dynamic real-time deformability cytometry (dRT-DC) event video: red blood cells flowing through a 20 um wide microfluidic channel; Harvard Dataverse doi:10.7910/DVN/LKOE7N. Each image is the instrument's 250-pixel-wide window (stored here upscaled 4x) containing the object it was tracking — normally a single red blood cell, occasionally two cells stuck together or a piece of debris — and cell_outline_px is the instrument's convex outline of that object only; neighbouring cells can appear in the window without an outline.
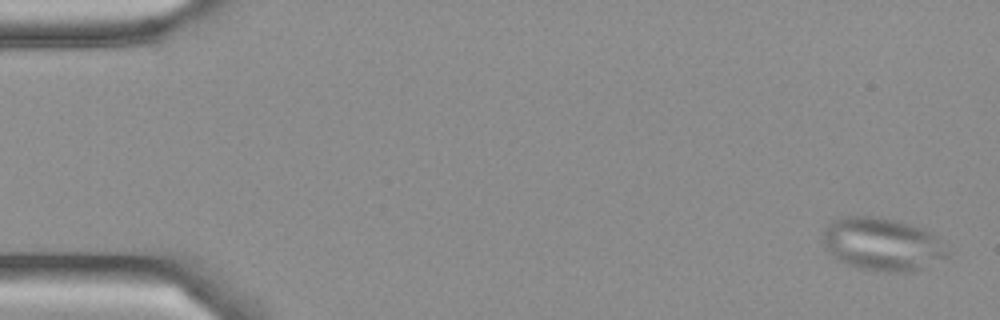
{"species": "Egyptian fruit bat (a non-hibernating species)", "species_latin": "Rousettus aegyptiacus", "temperature_condition": "cold", "stored_images_in_passage": 8, "camera_frame_rate_fps": 3000, "um_per_image_px": 0.085, "frame": {"image": 1, "passage_image": 1, "time_ms": 0.0, "image_size_px": [1000, 320], "cell_outline_px": [[948, 256], [924, 268], [908, 272], [880, 272], [860, 268], [848, 264], [840, 260], [824, 244], [824, 232], [828, 224], [832, 220], [844, 216], [876, 216], [896, 220], [932, 232], [940, 240], [948, 252]], "centroid_in_image_um": [75.03, 20.75], "position_along_channel_um": 10.0, "area_um2": 38.03}}